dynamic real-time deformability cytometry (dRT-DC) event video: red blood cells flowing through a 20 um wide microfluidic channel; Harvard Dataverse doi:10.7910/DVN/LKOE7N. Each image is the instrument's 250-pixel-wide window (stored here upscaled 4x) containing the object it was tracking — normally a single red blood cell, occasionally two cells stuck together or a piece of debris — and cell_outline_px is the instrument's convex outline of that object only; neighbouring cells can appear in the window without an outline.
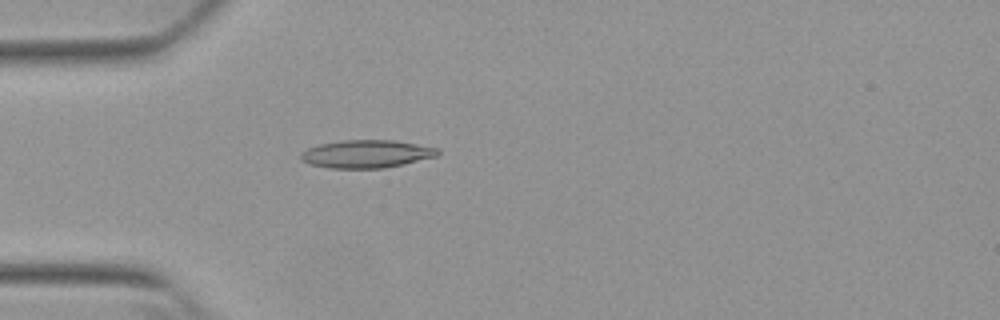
{"species": "Egyptian fruit bat (a non-hibernating species)", "species_latin": "Rousettus aegyptiacus", "temperature_condition": "warm", "stored_images_in_passage": 53, "camera_frame_rate_fps": 3000, "um_per_image_px": 0.085, "animal": {"sex": "female"}, "frame": {"image": 1, "passage_image": 16, "time_ms": 5.0, "image_size_px": [1000, 320], "cell_outline_px": [[440, 152], [436, 156], [384, 168], [328, 168], [308, 164], [300, 160], [300, 152], [308, 148], [320, 144], [344, 140], [392, 140], [440, 148]], "centroid_in_image_um": [31.1, 13.08], "position_along_channel_um": 53.9, "area_um2": 22.2}}
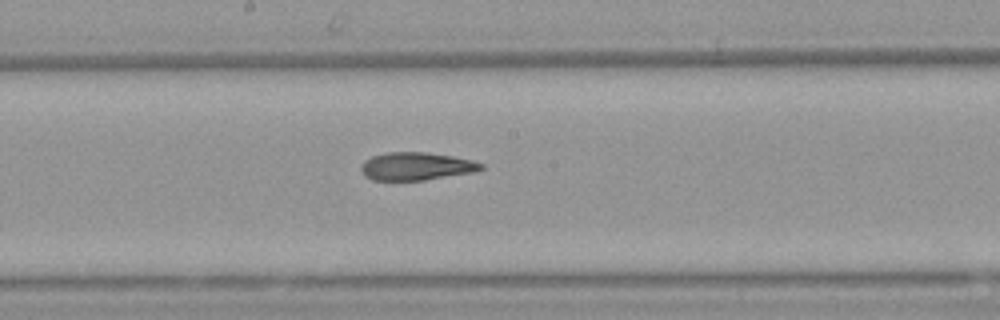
{"frame": {"image": 2, "passage_image": 29, "time_ms": 9.333, "image_size_px": [1000, 320], "cell_outline_px": [[484, 168], [476, 172], [424, 180], [372, 180], [364, 176], [360, 168], [360, 164], [364, 160], [372, 156], [388, 152], [428, 152], [452, 156], [472, 160], [484, 164]], "centroid_in_image_um": [35.38, 14.13], "position_along_channel_um": 212.8, "area_um2": 19.71}}
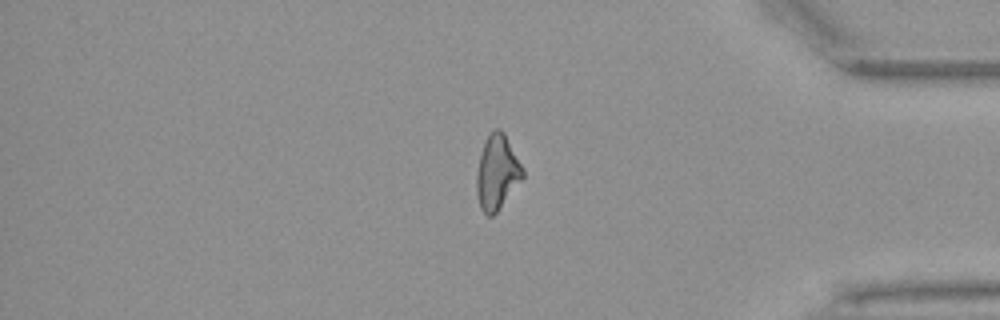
{"frame": {"image": 3, "passage_image": 45, "time_ms": 14.667, "image_size_px": [1000, 320], "cell_outline_px": [[524, 176], [496, 212], [492, 216], [488, 216], [480, 208], [476, 192], [476, 176], [480, 156], [484, 140], [496, 128], [500, 128], [504, 132], [524, 168]], "centroid_in_image_um": [42.25, 14.63], "position_along_channel_um": 393.0, "area_um2": 19.88}, "authors_computed_cell_mechanics": {"area_um2": 20.4034, "velocity_mm_per_s": 3.8583, "shape_relaxation_time_tau1_ms": null, "shape_relaxation_time_tau2_ms": 3.195, "deformation_change_tau1": null, "deformation_change_tau2": 0.1223}}